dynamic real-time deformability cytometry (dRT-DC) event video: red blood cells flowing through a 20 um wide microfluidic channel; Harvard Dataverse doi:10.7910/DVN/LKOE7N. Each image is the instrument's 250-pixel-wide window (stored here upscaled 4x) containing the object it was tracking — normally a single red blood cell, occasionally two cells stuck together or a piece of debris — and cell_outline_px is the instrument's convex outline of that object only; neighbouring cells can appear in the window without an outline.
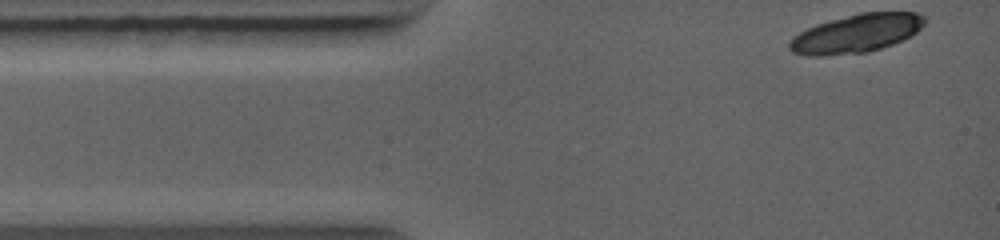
{"species": "common noctule bat (a hibernating species)", "species_latin": "Nyctalus noctula", "temperature_condition": "warm", "stored_images_in_passage": 6, "camera_frame_rate_fps": 5000, "um_per_image_px": 0.085, "animal": {"sex": "female", "body_mass_g": 19.0, "forearm_length_mm": 56.7}, "frame": {"image": 1, "passage_image": 1, "time_ms": 0.0, "image_size_px": [1000, 240], "cell_outline_px": [[928, 20], [912, 36], [892, 44], [868, 52], [820, 56], [808, 56], [792, 52], [788, 48], [788, 44], [792, 36], [816, 24], [860, 12], [916, 12], [924, 16]], "centroid_in_image_um": [72.79, 2.84], "position_along_channel_um": 12.2, "area_um2": 30.35}}